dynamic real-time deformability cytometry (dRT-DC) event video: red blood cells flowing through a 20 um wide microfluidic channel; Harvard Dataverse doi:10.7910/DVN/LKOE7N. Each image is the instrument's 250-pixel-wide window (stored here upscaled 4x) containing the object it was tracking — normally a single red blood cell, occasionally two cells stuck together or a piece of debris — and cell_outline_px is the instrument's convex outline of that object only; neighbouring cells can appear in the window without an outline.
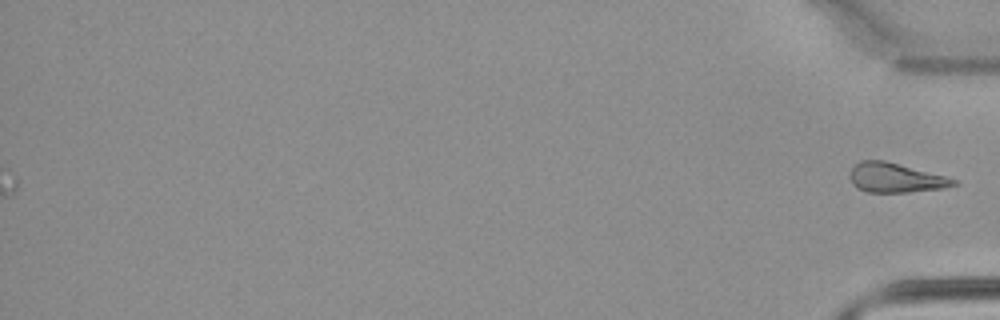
{"species": "common noctule bat (a hibernating species)", "species_latin": "Nyctalus noctula", "temperature_condition": "warm", "stored_images_in_passage": 34, "camera_frame_rate_fps": 3000, "um_per_image_px": 0.085, "animal": {"sex": "male", "body_mass_g": 21.5, "forearm_length_mm": 52.0}, "frame": {"image": 1, "passage_image": 34, "time_ms": 11.0, "image_size_px": [1000, 320], "cell_outline_px": [[956, 184], [944, 188], [904, 192], [868, 192], [852, 184], [852, 168], [860, 160], [884, 160], [948, 176], [956, 180]], "centroid_in_image_um": [76.16, 15.1], "position_along_channel_um": 359.0, "area_um2": 17.51}}